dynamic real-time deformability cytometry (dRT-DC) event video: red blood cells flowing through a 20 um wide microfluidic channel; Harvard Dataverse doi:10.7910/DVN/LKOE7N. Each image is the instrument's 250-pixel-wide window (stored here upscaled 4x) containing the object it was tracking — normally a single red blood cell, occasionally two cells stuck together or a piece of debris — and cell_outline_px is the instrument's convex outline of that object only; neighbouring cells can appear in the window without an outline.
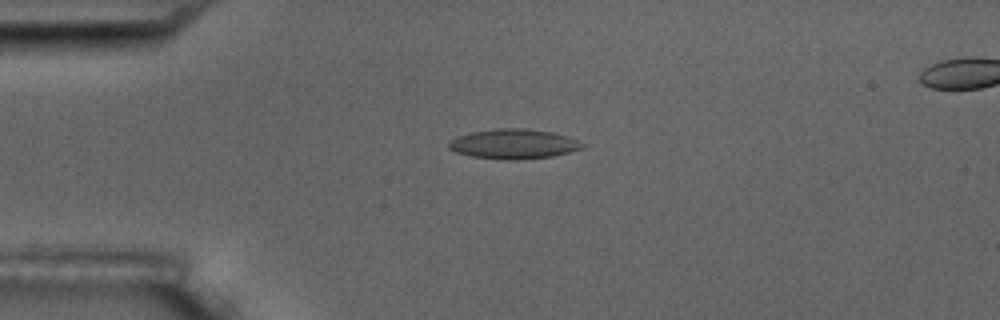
{"species": "common noctule bat (a hibernating species)", "species_latin": "Nyctalus noctula", "temperature_condition": "room temperature", "stored_images_in_passage": 6, "camera_frame_rate_fps": 3000, "um_per_image_px": 0.085, "animal": {"sex": "male", "body_mass_g": 17.5, "forearm_length_mm": 52.3}, "frame": {"image": 1, "passage_image": 4, "time_ms": 3.333, "image_size_px": [1000, 320], "cell_outline_px": [[584, 148], [552, 156], [520, 160], [508, 160], [472, 156], [456, 152], [448, 148], [448, 144], [452, 140], [460, 136], [472, 132], [496, 128], [524, 128], [552, 132], [576, 140], [584, 144]], "centroid_in_image_um": [43.66, 12.24], "position_along_channel_um": 41.3, "area_um2": 22.89}}